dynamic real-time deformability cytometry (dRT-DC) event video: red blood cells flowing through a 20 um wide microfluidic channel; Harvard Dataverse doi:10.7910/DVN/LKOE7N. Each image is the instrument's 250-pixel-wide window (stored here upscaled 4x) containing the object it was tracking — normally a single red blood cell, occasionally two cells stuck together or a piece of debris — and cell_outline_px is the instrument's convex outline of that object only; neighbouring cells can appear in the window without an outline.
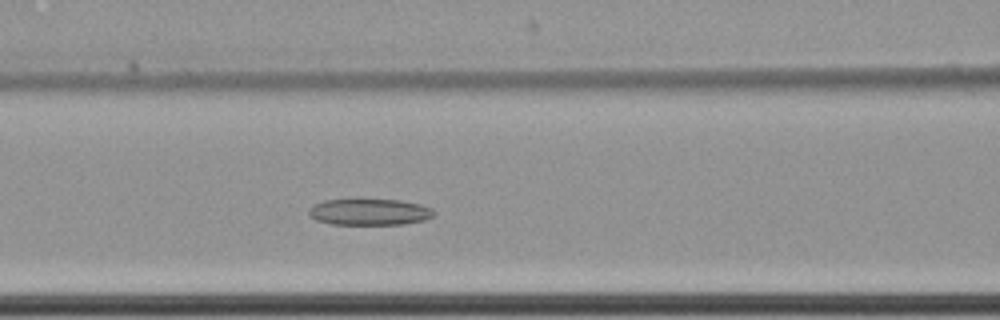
{"species": "common noctule bat (a hibernating species)", "species_latin": "Nyctalus noctula", "temperature_condition": "cold", "stored_images_in_passage": 45, "camera_frame_rate_fps": 3000, "um_per_image_px": 0.085, "animal": {"sex": "female", "body_mass_g": 22.7, "forearm_length_mm": 54.2}, "frame": {"image": 1, "passage_image": 11, "time_ms": 3.333, "image_size_px": [1000, 320], "cell_outline_px": [[436, 212], [432, 216], [424, 220], [404, 224], [332, 224], [316, 220], [308, 216], [308, 208], [312, 204], [324, 200], [400, 200], [420, 204], [432, 208]], "centroid_in_image_um": [31.37, 18.02], "position_along_channel_um": 135.2, "area_um2": 19.25}}
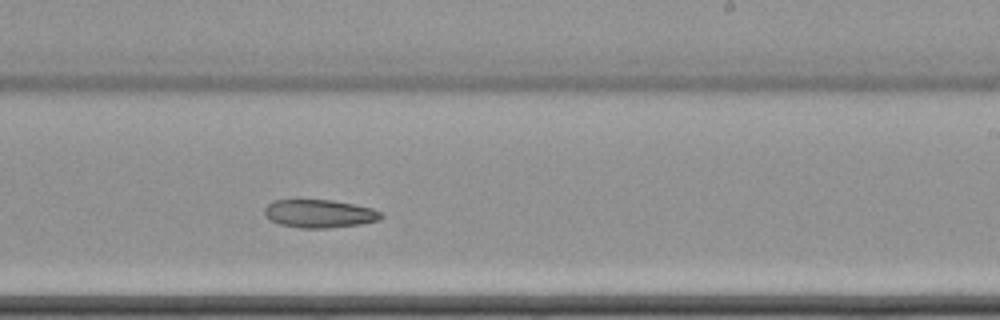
{"frame": {"image": 2, "passage_image": 22, "time_ms": 7.0, "image_size_px": [1000, 320], "cell_outline_px": [[384, 216], [380, 220], [360, 224], [328, 228], [300, 228], [280, 224], [268, 220], [264, 216], [264, 208], [272, 200], [332, 200], [372, 208], [380, 212]], "centroid_in_image_um": [27.11, 18.16], "position_along_channel_um": 261.9, "area_um2": 19.19}}
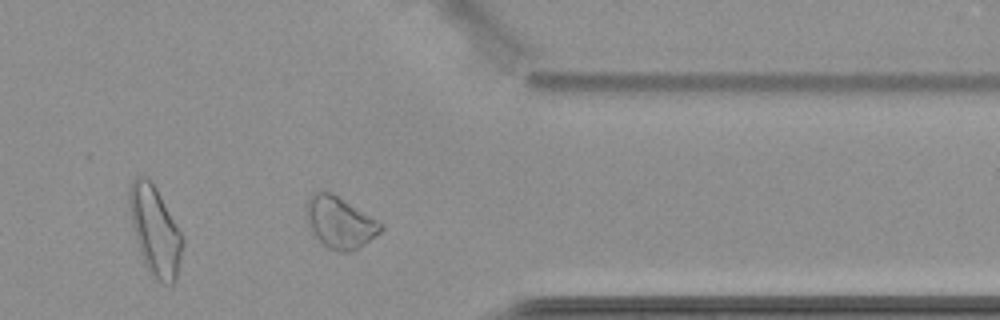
{"frame": {"image": 3, "passage_image": 33, "time_ms": 10.667, "image_size_px": [1000, 320], "cell_outline_px": [[384, 228], [380, 232], [360, 248], [352, 252], [340, 252], [328, 248], [312, 232], [304, 216], [304, 204], [308, 196], [312, 192], [328, 192], [336, 196], [384, 224]], "centroid_in_image_um": [28.84, 18.92], "position_along_channel_um": 382.6, "area_um2": 22.37}}